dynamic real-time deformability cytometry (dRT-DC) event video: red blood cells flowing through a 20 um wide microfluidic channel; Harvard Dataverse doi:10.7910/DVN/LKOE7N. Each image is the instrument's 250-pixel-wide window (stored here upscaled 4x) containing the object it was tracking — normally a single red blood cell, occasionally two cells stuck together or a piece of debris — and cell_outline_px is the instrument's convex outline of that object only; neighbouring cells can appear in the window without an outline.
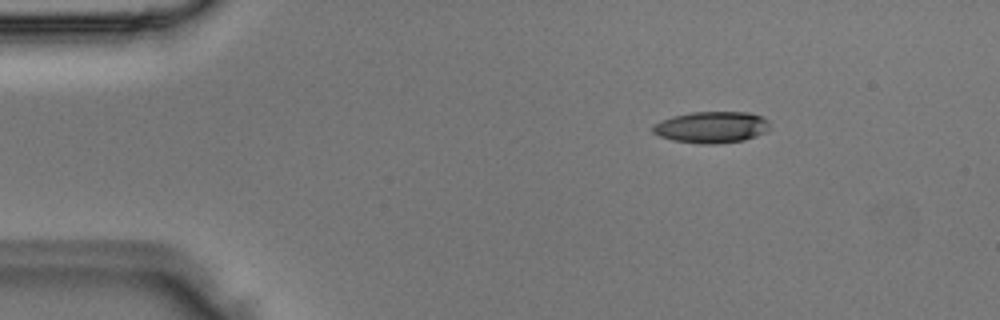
{"species": "Egyptian fruit bat (a non-hibernating species)", "species_latin": "Rousettus aegyptiacus", "temperature_condition": "room temperature", "stored_images_in_passage": 4, "camera_frame_rate_fps": 3000, "um_per_image_px": 0.085, "animal": {"sex": "male"}, "frame": {"image": 1, "passage_image": 2, "time_ms": 0.333, "image_size_px": [1000, 320], "cell_outline_px": [[768, 128], [764, 132], [756, 136], [744, 140], [716, 144], [704, 144], [672, 140], [660, 136], [652, 132], [652, 128], [660, 120], [672, 116], [692, 112], [752, 112], [764, 116], [768, 120]], "centroid_in_image_um": [60.49, 10.8], "position_along_channel_um": 24.5, "area_um2": 21.5}}
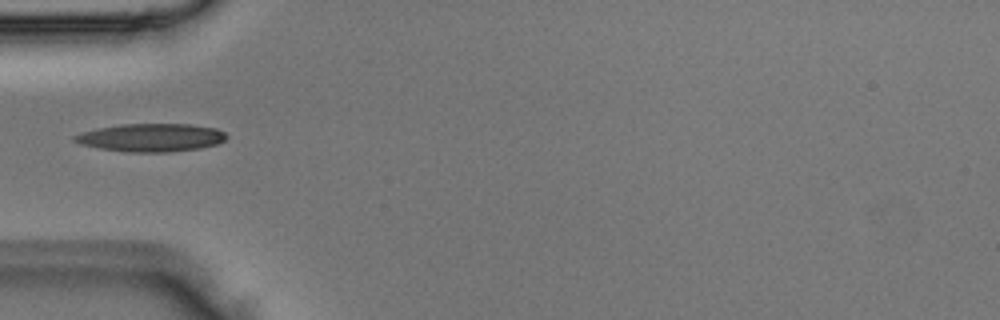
{"frame": {"image": 2, "passage_image": 4, "time_ms": 1.0, "image_size_px": [1000, 320], "cell_outline_px": [[228, 136], [224, 140], [216, 144], [200, 148], [168, 152], [128, 152], [100, 148], [80, 144], [72, 140], [72, 136], [96, 128], [120, 124], [192, 124], [216, 128], [224, 132]], "centroid_in_image_um": [12.84, 11.69], "position_along_channel_um": 72.2, "area_um2": 24.85}}